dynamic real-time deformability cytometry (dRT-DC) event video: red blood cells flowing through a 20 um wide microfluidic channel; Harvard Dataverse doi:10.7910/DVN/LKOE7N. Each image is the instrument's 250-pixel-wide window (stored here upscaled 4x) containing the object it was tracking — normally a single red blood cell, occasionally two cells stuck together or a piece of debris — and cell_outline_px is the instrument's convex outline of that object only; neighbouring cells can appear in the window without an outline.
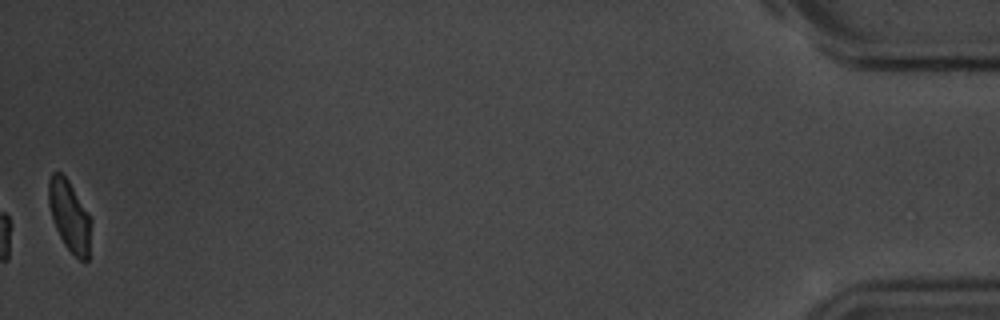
{"species": "common noctule bat (a hibernating species)", "species_latin": "Nyctalus noctula", "temperature_condition": "room temperature", "stored_images_in_passage": 47, "camera_frame_rate_fps": 3000, "um_per_image_px": 0.085, "animal": {"sex": "male", "body_mass_g": 20.1, "forearm_length_mm": 53.5}, "frame": {"image": 1, "passage_image": 47, "time_ms": 15.333, "image_size_px": [1000, 320], "cell_outline_px": [[92, 220], [88, 260], [84, 264], [64, 244], [56, 228], [48, 204], [48, 180], [52, 172], [60, 172], [68, 180]], "centroid_in_image_um": [5.91, 18.37], "position_along_channel_um": 429.3, "area_um2": 17.46}, "authors_computed_cell_mechanics": {"area_um2": 16.184, "velocity_mm_per_s": 3.6417, "shape_relaxation_time_tau1_ms": 2.4994, "shape_relaxation_time_tau2_ms": 6.2777, "deformation_change_tau1": 0.1075, "deformation_change_tau2": 0.1231}}